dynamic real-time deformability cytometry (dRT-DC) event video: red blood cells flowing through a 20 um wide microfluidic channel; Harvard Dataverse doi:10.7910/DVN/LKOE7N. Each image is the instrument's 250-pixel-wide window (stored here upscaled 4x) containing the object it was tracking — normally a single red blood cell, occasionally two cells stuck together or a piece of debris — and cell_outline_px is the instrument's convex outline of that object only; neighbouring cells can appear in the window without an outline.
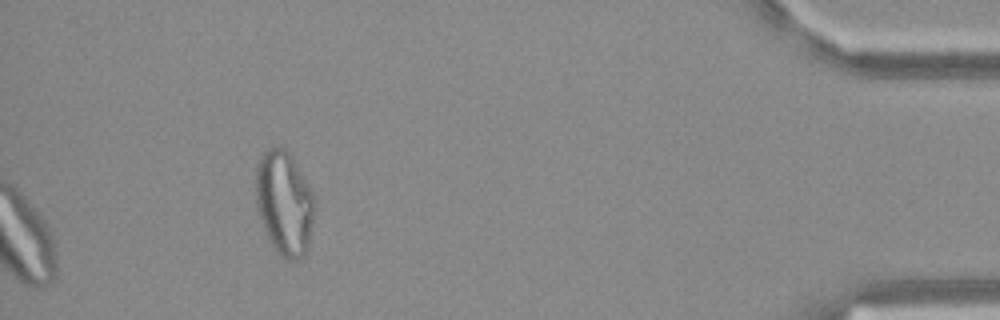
{"species": "Egyptian fruit bat (a non-hibernating species)", "species_latin": "Rousettus aegyptiacus", "temperature_condition": "warm", "stored_images_in_passage": 38, "camera_frame_rate_fps": 3000, "um_per_image_px": 0.085, "frame": {"image": 1, "passage_image": 38, "time_ms": 12.333, "image_size_px": [1000, 320], "cell_outline_px": [[316, 204], [308, 248], [304, 256], [300, 260], [288, 260], [280, 256], [272, 244], [264, 228], [256, 204], [256, 168], [260, 156], [268, 148], [284, 148], [292, 156], [308, 184], [312, 192]], "centroid_in_image_um": [24.19, 17.28], "position_along_channel_um": 411.0, "area_um2": 35.66}}